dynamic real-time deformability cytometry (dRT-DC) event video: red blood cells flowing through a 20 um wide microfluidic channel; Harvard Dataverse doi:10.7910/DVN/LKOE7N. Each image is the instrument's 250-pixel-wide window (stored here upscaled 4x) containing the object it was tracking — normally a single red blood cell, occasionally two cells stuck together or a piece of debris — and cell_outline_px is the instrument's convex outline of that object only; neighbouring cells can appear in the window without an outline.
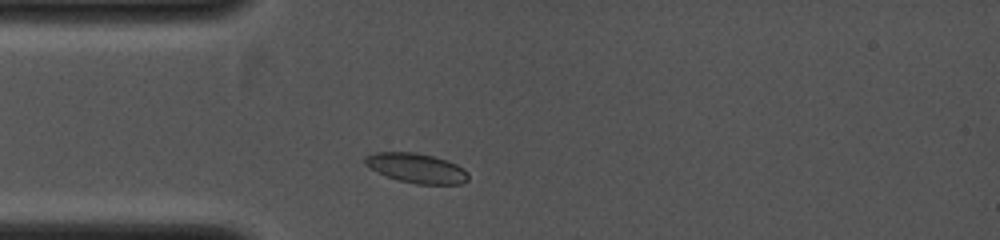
{"species": "common noctule bat (a hibernating species)", "species_latin": "Nyctalus noctula", "temperature_condition": "cold", "stored_images_in_passage": 4, "camera_frame_rate_fps": 4000, "um_per_image_px": 0.085, "animal": {"sex": "female", "body_mass_g": 19.0, "forearm_length_mm": 53.3}, "frame": {"image": 1, "passage_image": 2, "time_ms": 0.75, "image_size_px": [1000, 240], "cell_outline_px": [[468, 180], [460, 184], [416, 184], [400, 180], [376, 172], [364, 164], [364, 156], [376, 152], [416, 152], [432, 156], [456, 164], [464, 168], [468, 172]], "centroid_in_image_um": [35.39, 14.28], "position_along_channel_um": 49.6, "area_um2": 17.8}}
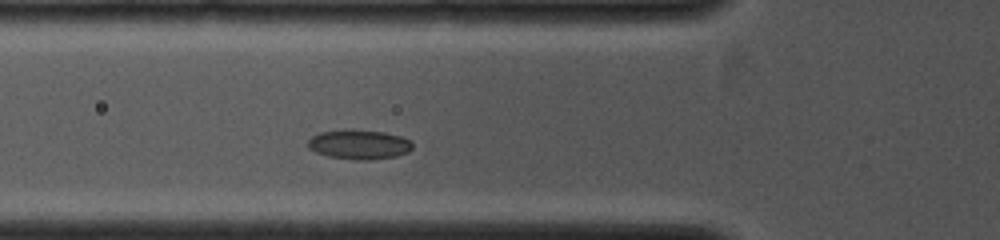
{"frame": {"image": 2, "passage_image": 4, "time_ms": 1.75, "image_size_px": [1000, 240], "cell_outline_px": [[412, 148], [408, 152], [396, 156], [368, 160], [356, 160], [328, 156], [316, 152], [308, 148], [308, 140], [312, 136], [320, 132], [352, 128], [384, 132], [400, 136], [408, 140], [412, 144]], "centroid_in_image_um": [30.5, 12.26], "position_along_channel_um": 95.3, "area_um2": 18.09}}